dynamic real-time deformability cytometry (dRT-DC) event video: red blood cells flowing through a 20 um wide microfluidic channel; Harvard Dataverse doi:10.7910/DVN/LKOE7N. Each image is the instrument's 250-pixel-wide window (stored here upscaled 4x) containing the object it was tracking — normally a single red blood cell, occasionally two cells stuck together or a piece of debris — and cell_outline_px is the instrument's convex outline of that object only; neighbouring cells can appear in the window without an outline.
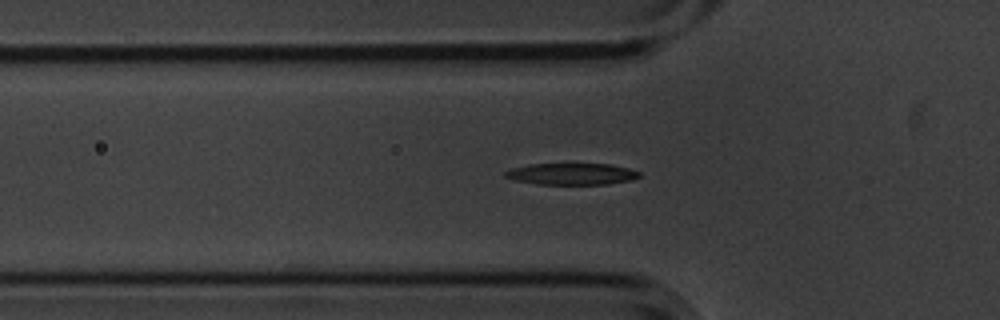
{"species": "common noctule bat (a hibernating species)", "species_latin": "Nyctalus noctula", "temperature_condition": "cold", "stored_images_in_passage": 45, "camera_frame_rate_fps": 3000, "um_per_image_px": 0.085, "animal": {"sex": "male", "body_mass_g": 20.1, "forearm_length_mm": 53.5}, "frame": {"image": 1, "passage_image": 11, "time_ms": 3.333, "image_size_px": [1000, 320], "cell_outline_px": [[640, 176], [632, 180], [608, 184], [536, 184], [516, 180], [504, 176], [504, 172], [512, 168], [528, 164], [612, 164], [628, 168], [640, 172]], "centroid_in_image_um": [48.61, 14.78], "position_along_channel_um": 77.2, "area_um2": 16.82}}
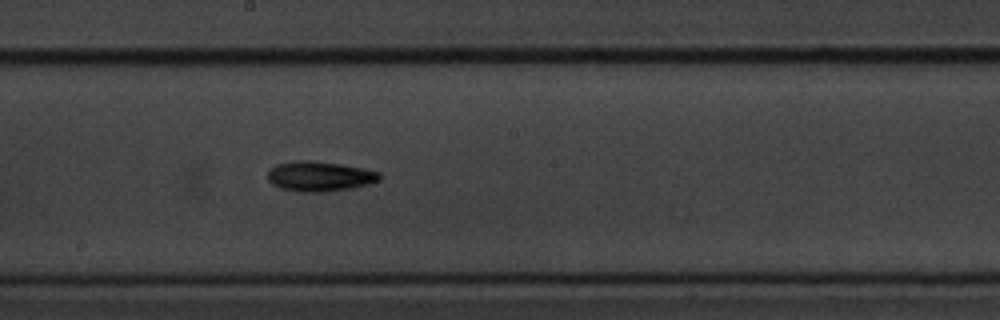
{"frame": {"image": 2, "passage_image": 23, "time_ms": 7.333, "image_size_px": [1000, 320], "cell_outline_px": [[380, 180], [368, 184], [348, 188], [324, 192], [296, 192], [280, 188], [272, 184], [268, 180], [268, 168], [276, 164], [296, 160], [308, 160], [340, 164], [380, 172]], "centroid_in_image_um": [27.1, 14.98], "position_along_channel_um": 221.1, "area_um2": 19.54}}
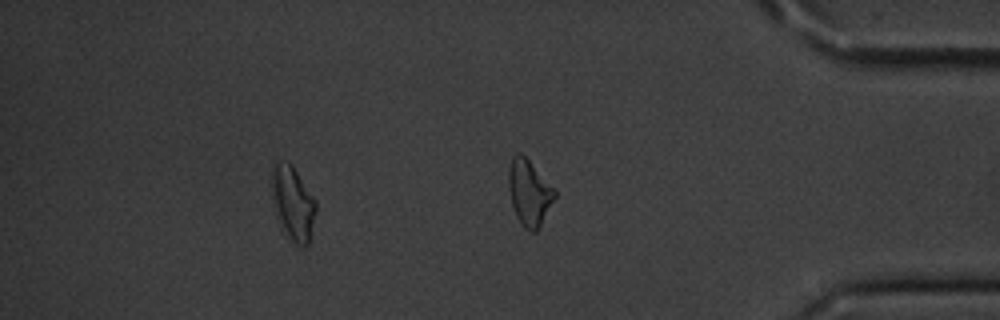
{"frame": {"image": 3, "passage_image": 39, "time_ms": 12.667, "image_size_px": [1000, 320], "cell_outline_px": [[316, 212], [308, 244], [304, 248], [296, 244], [292, 240], [284, 228], [280, 220], [276, 204], [272, 184], [272, 168], [280, 160], [288, 160], [292, 164], [316, 200]], "centroid_in_image_um": [24.96, 17.21], "position_along_channel_um": 410.2, "area_um2": 18.26}, "authors_computed_cell_mechanics": {"area_um2": 17.5712, "velocity_mm_per_s": 3.568, "shape_relaxation_time_tau1_ms": 2.1295, "shape_relaxation_time_tau2_ms": null, "deformation_change_tau1": 0.1341, "deformation_change_tau2": null}}